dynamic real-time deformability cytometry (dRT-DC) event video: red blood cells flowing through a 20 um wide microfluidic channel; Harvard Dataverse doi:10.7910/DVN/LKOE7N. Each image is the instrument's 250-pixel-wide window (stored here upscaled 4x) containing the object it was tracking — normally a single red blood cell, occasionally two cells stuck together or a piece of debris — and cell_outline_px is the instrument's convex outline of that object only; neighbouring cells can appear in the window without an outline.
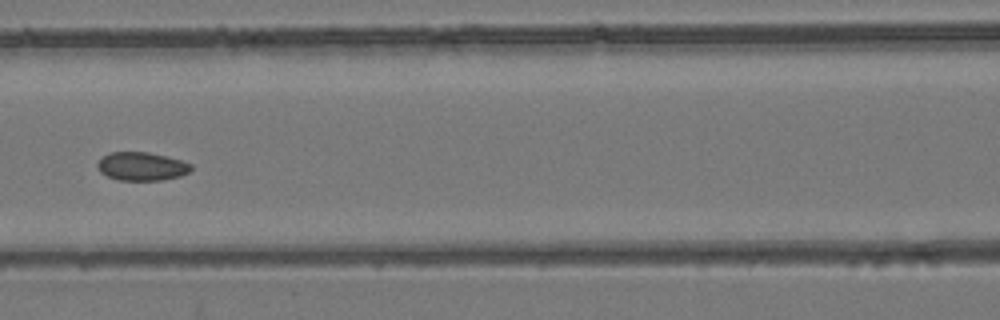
{"species": "common noctule bat (a hibernating species)", "species_latin": "Nyctalus noctula", "temperature_condition": "room temperature", "stored_images_in_passage": 7, "camera_frame_rate_fps": 3000, "um_per_image_px": 0.085, "animal": {"sex": "female", "body_mass_g": 24.6, "forearm_length_mm": 56.2}, "frame": {"image": 1, "passage_image": 7, "time_ms": 2.0, "image_size_px": [1000, 320], "cell_outline_px": [[192, 168], [188, 172], [180, 176], [164, 180], [116, 180], [100, 172], [96, 164], [104, 156], [112, 152], [148, 152], [168, 156], [192, 164]], "centroid_in_image_um": [12.06, 14.14], "position_along_channel_um": 154.5, "area_um2": 15.49}}